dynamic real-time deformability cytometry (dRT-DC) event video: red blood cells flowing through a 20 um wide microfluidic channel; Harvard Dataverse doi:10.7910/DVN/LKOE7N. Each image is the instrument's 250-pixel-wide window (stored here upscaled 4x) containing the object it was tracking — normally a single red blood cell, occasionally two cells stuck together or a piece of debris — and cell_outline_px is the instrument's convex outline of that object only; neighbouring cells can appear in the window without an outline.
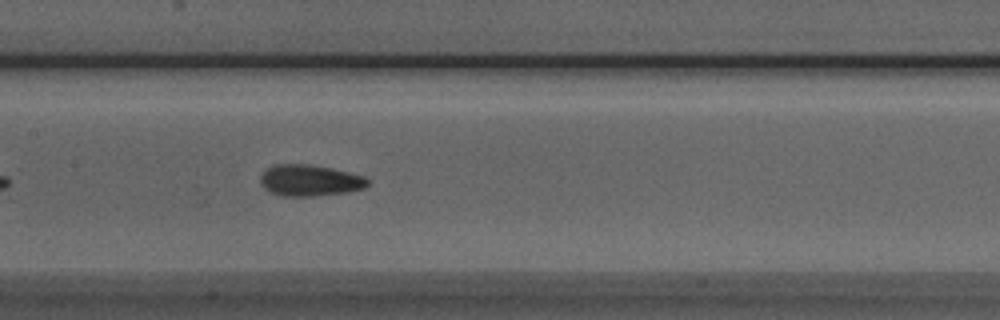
{"species": "Egyptian fruit bat (a non-hibernating species)", "species_latin": "Rousettus aegyptiacus", "temperature_condition": "room temperature", "stored_images_in_passage": 22, "camera_frame_rate_fps": 3000, "um_per_image_px": 0.085, "animal": {"sex": "male"}, "frame": {"image": 1, "passage_image": 13, "time_ms": 4.0, "image_size_px": [1000, 320], "cell_outline_px": [[368, 184], [364, 188], [348, 192], [312, 196], [280, 196], [264, 188], [260, 184], [260, 176], [272, 164], [312, 164], [332, 168], [364, 176], [368, 180]], "centroid_in_image_um": [26.32, 15.33], "position_along_channel_um": 181.1, "area_um2": 19.65}}
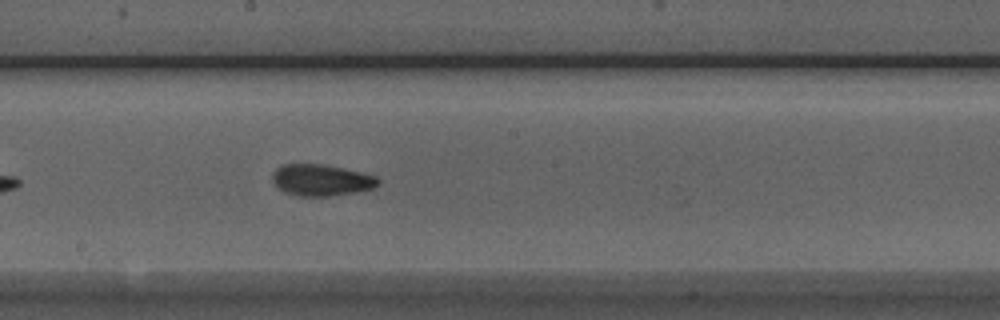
{"frame": {"image": 2, "passage_image": 16, "time_ms": 5.0, "image_size_px": [1000, 320], "cell_outline_px": [[380, 184], [376, 188], [328, 196], [300, 196], [284, 192], [272, 180], [272, 172], [276, 168], [284, 164], [320, 164], [344, 168], [376, 176], [380, 180]], "centroid_in_image_um": [27.32, 15.3], "position_along_channel_um": 220.9, "area_um2": 19.31}}
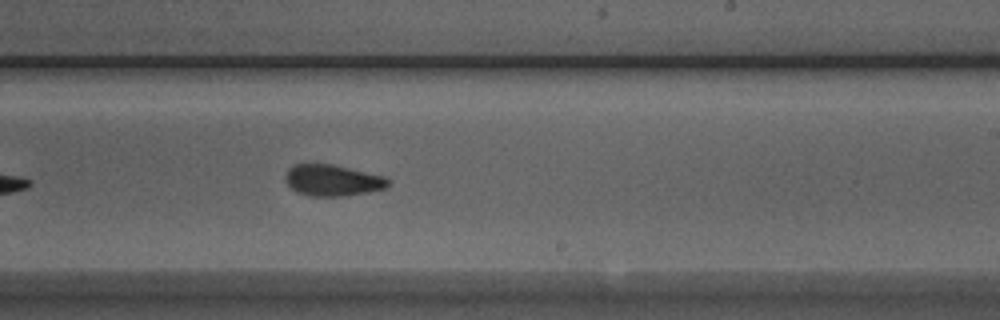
{"frame": {"image": 3, "passage_image": 19, "time_ms": 6.0, "image_size_px": [1000, 320], "cell_outline_px": [[392, 184], [388, 188], [368, 192], [344, 196], [308, 196], [292, 188], [284, 180], [284, 176], [288, 168], [292, 164], [332, 164], [388, 176], [392, 180]], "centroid_in_image_um": [28.35, 15.32], "position_along_channel_um": 260.7, "area_um2": 19.19}}